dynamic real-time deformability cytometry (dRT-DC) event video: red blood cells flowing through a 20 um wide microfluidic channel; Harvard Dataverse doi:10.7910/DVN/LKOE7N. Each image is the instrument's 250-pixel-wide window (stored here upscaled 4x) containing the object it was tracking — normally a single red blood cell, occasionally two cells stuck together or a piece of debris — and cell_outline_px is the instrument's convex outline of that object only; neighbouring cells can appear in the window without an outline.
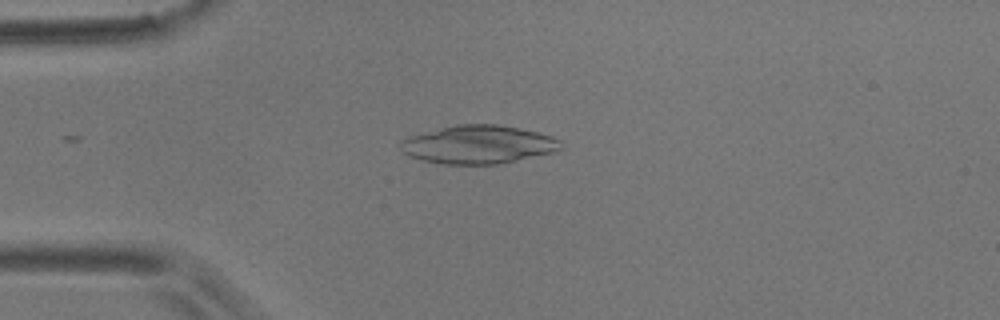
{"species": "common noctule bat (a hibernating species)", "species_latin": "Nyctalus noctula", "temperature_condition": "room temperature", "stored_images_in_passage": 30, "camera_frame_rate_fps": 3000, "um_per_image_px": 0.085, "animal": {"sex": "male", "body_mass_g": 17.9}, "frame": {"image": 1, "passage_image": 13, "time_ms": 4.0, "image_size_px": [1000, 320], "cell_outline_px": [[564, 148], [552, 152], [496, 164], [444, 164], [424, 160], [408, 156], [400, 148], [400, 140], [408, 136], [456, 124], [496, 124], [520, 128], [552, 136], [560, 140]], "centroid_in_image_um": [40.64, 12.27], "position_along_channel_um": 44.4, "area_um2": 35.6}}
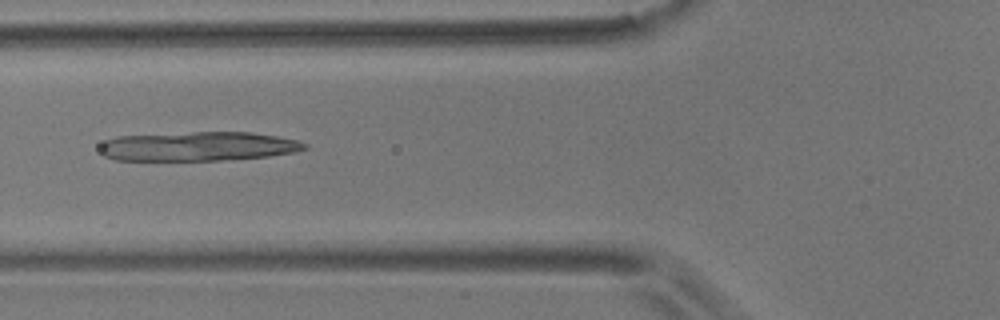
{"frame": {"image": 2, "passage_image": 20, "time_ms": 6.333, "image_size_px": [1000, 320], "cell_outline_px": [[308, 148], [292, 152], [268, 156], [220, 160], [116, 160], [104, 156], [100, 152], [100, 144], [104, 140], [116, 136], [192, 132], [248, 132], [276, 136], [296, 140], [308, 144]], "centroid_in_image_um": [16.79, 12.43], "position_along_channel_um": 109.0, "area_um2": 34.8}}
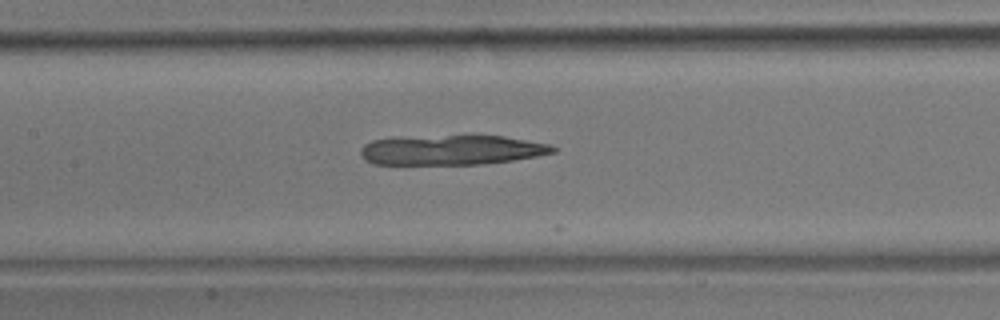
{"frame": {"image": 3, "passage_image": 25, "time_ms": 8.0, "image_size_px": [1000, 320], "cell_outline_px": [[556, 152], [536, 156], [512, 160], [484, 164], [372, 164], [364, 160], [360, 152], [360, 148], [364, 144], [372, 140], [392, 136], [504, 136], [548, 144], [556, 148]], "centroid_in_image_um": [38.29, 12.74], "position_along_channel_um": 169.1, "area_um2": 33.64}}